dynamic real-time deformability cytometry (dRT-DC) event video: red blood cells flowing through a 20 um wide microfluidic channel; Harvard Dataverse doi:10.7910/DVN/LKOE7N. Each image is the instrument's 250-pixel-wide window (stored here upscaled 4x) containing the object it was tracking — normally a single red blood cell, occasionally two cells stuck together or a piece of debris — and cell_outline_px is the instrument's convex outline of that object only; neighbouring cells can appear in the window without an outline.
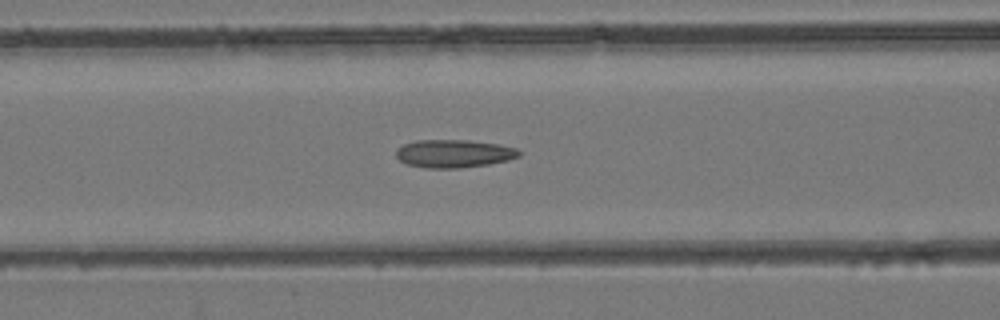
{"species": "common noctule bat (a hibernating species)", "species_latin": "Nyctalus noctula", "temperature_condition": "room temperature", "stored_images_in_passage": 48, "camera_frame_rate_fps": 3000, "um_per_image_px": 0.085, "animal": {"sex": "female", "body_mass_g": 24.6, "forearm_length_mm": 56.2}, "frame": {"image": 1, "passage_image": 21, "time_ms": 6.667, "image_size_px": [1000, 320], "cell_outline_px": [[520, 156], [508, 160], [488, 164], [460, 168], [428, 168], [408, 164], [400, 160], [396, 156], [396, 148], [404, 144], [416, 140], [468, 140], [496, 144], [516, 148], [520, 152]], "centroid_in_image_um": [38.56, 13.05], "position_along_channel_um": 128.0, "area_um2": 19.94}}
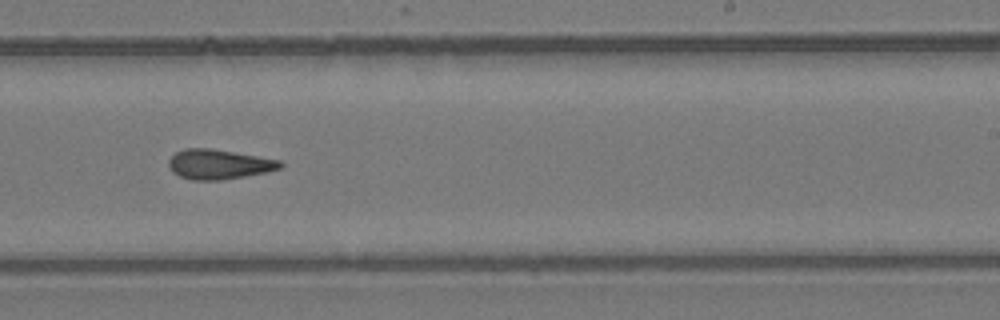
{"frame": {"image": 2, "passage_image": 31, "time_ms": 10.0, "image_size_px": [1000, 320], "cell_outline_px": [[284, 164], [280, 168], [268, 172], [220, 180], [192, 180], [180, 176], [172, 172], [168, 164], [168, 160], [176, 152], [184, 148], [208, 148], [280, 160]], "centroid_in_image_um": [18.58, 13.97], "position_along_channel_um": 270.4, "area_um2": 19.19}}
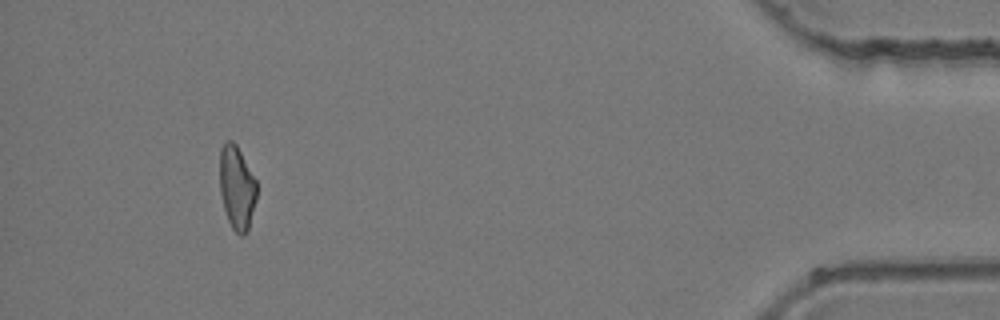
{"frame": {"image": 3, "passage_image": 46, "time_ms": 15.0, "image_size_px": [1000, 320], "cell_outline_px": [[256, 200], [248, 232], [244, 236], [240, 236], [232, 228], [228, 220], [224, 208], [220, 192], [220, 148], [224, 140], [232, 140], [236, 144], [256, 180]], "centroid_in_image_um": [20.13, 15.95], "position_along_channel_um": 415.1, "area_um2": 18.15}}